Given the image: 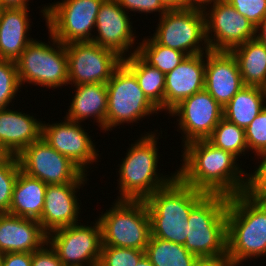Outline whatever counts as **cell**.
<instances>
[{
	"instance_id": "19",
	"label": "cell",
	"mask_w": 266,
	"mask_h": 266,
	"mask_svg": "<svg viewBox=\"0 0 266 266\" xmlns=\"http://www.w3.org/2000/svg\"><path fill=\"white\" fill-rule=\"evenodd\" d=\"M245 87L238 63L229 51L206 52L204 89L224 107Z\"/></svg>"
},
{
	"instance_id": "2",
	"label": "cell",
	"mask_w": 266,
	"mask_h": 266,
	"mask_svg": "<svg viewBox=\"0 0 266 266\" xmlns=\"http://www.w3.org/2000/svg\"><path fill=\"white\" fill-rule=\"evenodd\" d=\"M227 255L235 266L266 256V200L246 193L229 197Z\"/></svg>"
},
{
	"instance_id": "29",
	"label": "cell",
	"mask_w": 266,
	"mask_h": 266,
	"mask_svg": "<svg viewBox=\"0 0 266 266\" xmlns=\"http://www.w3.org/2000/svg\"><path fill=\"white\" fill-rule=\"evenodd\" d=\"M144 251L154 266H194L198 259L184 245L152 236Z\"/></svg>"
},
{
	"instance_id": "11",
	"label": "cell",
	"mask_w": 266,
	"mask_h": 266,
	"mask_svg": "<svg viewBox=\"0 0 266 266\" xmlns=\"http://www.w3.org/2000/svg\"><path fill=\"white\" fill-rule=\"evenodd\" d=\"M90 223L80 222L48 234V243L64 266L99 265L103 246L101 226L97 219Z\"/></svg>"
},
{
	"instance_id": "44",
	"label": "cell",
	"mask_w": 266,
	"mask_h": 266,
	"mask_svg": "<svg viewBox=\"0 0 266 266\" xmlns=\"http://www.w3.org/2000/svg\"><path fill=\"white\" fill-rule=\"evenodd\" d=\"M167 9H180L189 7L187 0H159Z\"/></svg>"
},
{
	"instance_id": "7",
	"label": "cell",
	"mask_w": 266,
	"mask_h": 266,
	"mask_svg": "<svg viewBox=\"0 0 266 266\" xmlns=\"http://www.w3.org/2000/svg\"><path fill=\"white\" fill-rule=\"evenodd\" d=\"M112 207L97 217L103 246L145 250L151 228L144 200H114Z\"/></svg>"
},
{
	"instance_id": "39",
	"label": "cell",
	"mask_w": 266,
	"mask_h": 266,
	"mask_svg": "<svg viewBox=\"0 0 266 266\" xmlns=\"http://www.w3.org/2000/svg\"><path fill=\"white\" fill-rule=\"evenodd\" d=\"M31 266H64L56 251L47 242L42 248L32 253Z\"/></svg>"
},
{
	"instance_id": "20",
	"label": "cell",
	"mask_w": 266,
	"mask_h": 266,
	"mask_svg": "<svg viewBox=\"0 0 266 266\" xmlns=\"http://www.w3.org/2000/svg\"><path fill=\"white\" fill-rule=\"evenodd\" d=\"M206 53L187 56L165 74V112L204 89Z\"/></svg>"
},
{
	"instance_id": "46",
	"label": "cell",
	"mask_w": 266,
	"mask_h": 266,
	"mask_svg": "<svg viewBox=\"0 0 266 266\" xmlns=\"http://www.w3.org/2000/svg\"><path fill=\"white\" fill-rule=\"evenodd\" d=\"M12 154L0 144V165H2Z\"/></svg>"
},
{
	"instance_id": "6",
	"label": "cell",
	"mask_w": 266,
	"mask_h": 266,
	"mask_svg": "<svg viewBox=\"0 0 266 266\" xmlns=\"http://www.w3.org/2000/svg\"><path fill=\"white\" fill-rule=\"evenodd\" d=\"M48 44L33 39L15 61L21 87L34 84L57 89L68 86V59L65 44L49 31Z\"/></svg>"
},
{
	"instance_id": "37",
	"label": "cell",
	"mask_w": 266,
	"mask_h": 266,
	"mask_svg": "<svg viewBox=\"0 0 266 266\" xmlns=\"http://www.w3.org/2000/svg\"><path fill=\"white\" fill-rule=\"evenodd\" d=\"M255 27L266 17V0H225Z\"/></svg>"
},
{
	"instance_id": "18",
	"label": "cell",
	"mask_w": 266,
	"mask_h": 266,
	"mask_svg": "<svg viewBox=\"0 0 266 266\" xmlns=\"http://www.w3.org/2000/svg\"><path fill=\"white\" fill-rule=\"evenodd\" d=\"M85 185L86 183L47 185L43 211L38 220L47 234L82 221L79 219L82 202L78 200L77 192L80 188L83 190Z\"/></svg>"
},
{
	"instance_id": "42",
	"label": "cell",
	"mask_w": 266,
	"mask_h": 266,
	"mask_svg": "<svg viewBox=\"0 0 266 266\" xmlns=\"http://www.w3.org/2000/svg\"><path fill=\"white\" fill-rule=\"evenodd\" d=\"M29 0H0V9L5 8H27L29 9Z\"/></svg>"
},
{
	"instance_id": "41",
	"label": "cell",
	"mask_w": 266,
	"mask_h": 266,
	"mask_svg": "<svg viewBox=\"0 0 266 266\" xmlns=\"http://www.w3.org/2000/svg\"><path fill=\"white\" fill-rule=\"evenodd\" d=\"M194 266H235L229 256L222 255L212 258H198Z\"/></svg>"
},
{
	"instance_id": "8",
	"label": "cell",
	"mask_w": 266,
	"mask_h": 266,
	"mask_svg": "<svg viewBox=\"0 0 266 266\" xmlns=\"http://www.w3.org/2000/svg\"><path fill=\"white\" fill-rule=\"evenodd\" d=\"M106 85V131H111L124 123L128 126L131 123H139L138 121L154 113H160L145 96L135 74L123 62L115 69Z\"/></svg>"
},
{
	"instance_id": "13",
	"label": "cell",
	"mask_w": 266,
	"mask_h": 266,
	"mask_svg": "<svg viewBox=\"0 0 266 266\" xmlns=\"http://www.w3.org/2000/svg\"><path fill=\"white\" fill-rule=\"evenodd\" d=\"M68 85L106 84L122 63L115 52L102 48L93 41L66 44Z\"/></svg>"
},
{
	"instance_id": "35",
	"label": "cell",
	"mask_w": 266,
	"mask_h": 266,
	"mask_svg": "<svg viewBox=\"0 0 266 266\" xmlns=\"http://www.w3.org/2000/svg\"><path fill=\"white\" fill-rule=\"evenodd\" d=\"M248 152L254 156L266 152V107L254 118L245 129Z\"/></svg>"
},
{
	"instance_id": "48",
	"label": "cell",
	"mask_w": 266,
	"mask_h": 266,
	"mask_svg": "<svg viewBox=\"0 0 266 266\" xmlns=\"http://www.w3.org/2000/svg\"><path fill=\"white\" fill-rule=\"evenodd\" d=\"M4 253L0 252V266H2Z\"/></svg>"
},
{
	"instance_id": "32",
	"label": "cell",
	"mask_w": 266,
	"mask_h": 266,
	"mask_svg": "<svg viewBox=\"0 0 266 266\" xmlns=\"http://www.w3.org/2000/svg\"><path fill=\"white\" fill-rule=\"evenodd\" d=\"M17 66L14 61L0 59V110L9 108L17 100V93L22 92Z\"/></svg>"
},
{
	"instance_id": "14",
	"label": "cell",
	"mask_w": 266,
	"mask_h": 266,
	"mask_svg": "<svg viewBox=\"0 0 266 266\" xmlns=\"http://www.w3.org/2000/svg\"><path fill=\"white\" fill-rule=\"evenodd\" d=\"M203 11L209 50L230 52L255 38L256 27L225 0L214 1Z\"/></svg>"
},
{
	"instance_id": "28",
	"label": "cell",
	"mask_w": 266,
	"mask_h": 266,
	"mask_svg": "<svg viewBox=\"0 0 266 266\" xmlns=\"http://www.w3.org/2000/svg\"><path fill=\"white\" fill-rule=\"evenodd\" d=\"M135 74L138 85L148 100L160 111H165V74L146 63L137 53L122 59Z\"/></svg>"
},
{
	"instance_id": "3",
	"label": "cell",
	"mask_w": 266,
	"mask_h": 266,
	"mask_svg": "<svg viewBox=\"0 0 266 266\" xmlns=\"http://www.w3.org/2000/svg\"><path fill=\"white\" fill-rule=\"evenodd\" d=\"M157 131L141 134L142 136L129 146L121 164H118L117 187L120 196H117V200H145L177 176V171L165 176L160 174L157 166L160 157L157 140L163 131Z\"/></svg>"
},
{
	"instance_id": "25",
	"label": "cell",
	"mask_w": 266,
	"mask_h": 266,
	"mask_svg": "<svg viewBox=\"0 0 266 266\" xmlns=\"http://www.w3.org/2000/svg\"><path fill=\"white\" fill-rule=\"evenodd\" d=\"M47 184L19 171L8 214L39 220L43 211Z\"/></svg>"
},
{
	"instance_id": "45",
	"label": "cell",
	"mask_w": 266,
	"mask_h": 266,
	"mask_svg": "<svg viewBox=\"0 0 266 266\" xmlns=\"http://www.w3.org/2000/svg\"><path fill=\"white\" fill-rule=\"evenodd\" d=\"M217 0H187V4L190 7L204 8L206 5L213 3Z\"/></svg>"
},
{
	"instance_id": "23",
	"label": "cell",
	"mask_w": 266,
	"mask_h": 266,
	"mask_svg": "<svg viewBox=\"0 0 266 266\" xmlns=\"http://www.w3.org/2000/svg\"><path fill=\"white\" fill-rule=\"evenodd\" d=\"M30 10L27 8L0 9V59L16 61L33 40Z\"/></svg>"
},
{
	"instance_id": "17",
	"label": "cell",
	"mask_w": 266,
	"mask_h": 266,
	"mask_svg": "<svg viewBox=\"0 0 266 266\" xmlns=\"http://www.w3.org/2000/svg\"><path fill=\"white\" fill-rule=\"evenodd\" d=\"M130 19L131 15H128L116 0H104L97 14L96 32L92 41L102 48L115 52L122 59L130 57L138 49L135 47V43L138 44L135 42L136 32L133 31Z\"/></svg>"
},
{
	"instance_id": "12",
	"label": "cell",
	"mask_w": 266,
	"mask_h": 266,
	"mask_svg": "<svg viewBox=\"0 0 266 266\" xmlns=\"http://www.w3.org/2000/svg\"><path fill=\"white\" fill-rule=\"evenodd\" d=\"M21 171L38 178L47 185L64 183H87L84 174L73 162L42 137L25 147L18 155Z\"/></svg>"
},
{
	"instance_id": "24",
	"label": "cell",
	"mask_w": 266,
	"mask_h": 266,
	"mask_svg": "<svg viewBox=\"0 0 266 266\" xmlns=\"http://www.w3.org/2000/svg\"><path fill=\"white\" fill-rule=\"evenodd\" d=\"M74 87L75 95L70 99L72 101L65 117L78 123L92 118L94 123H98L100 130L102 129L101 132H106L107 85L91 83Z\"/></svg>"
},
{
	"instance_id": "22",
	"label": "cell",
	"mask_w": 266,
	"mask_h": 266,
	"mask_svg": "<svg viewBox=\"0 0 266 266\" xmlns=\"http://www.w3.org/2000/svg\"><path fill=\"white\" fill-rule=\"evenodd\" d=\"M35 117L15 108L0 110V144L12 155L41 138L42 121Z\"/></svg>"
},
{
	"instance_id": "21",
	"label": "cell",
	"mask_w": 266,
	"mask_h": 266,
	"mask_svg": "<svg viewBox=\"0 0 266 266\" xmlns=\"http://www.w3.org/2000/svg\"><path fill=\"white\" fill-rule=\"evenodd\" d=\"M47 242L48 234L38 220L0 214V252L33 253Z\"/></svg>"
},
{
	"instance_id": "10",
	"label": "cell",
	"mask_w": 266,
	"mask_h": 266,
	"mask_svg": "<svg viewBox=\"0 0 266 266\" xmlns=\"http://www.w3.org/2000/svg\"><path fill=\"white\" fill-rule=\"evenodd\" d=\"M158 21L151 36L158 44L179 50L187 56L209 51L203 8L168 9Z\"/></svg>"
},
{
	"instance_id": "15",
	"label": "cell",
	"mask_w": 266,
	"mask_h": 266,
	"mask_svg": "<svg viewBox=\"0 0 266 266\" xmlns=\"http://www.w3.org/2000/svg\"><path fill=\"white\" fill-rule=\"evenodd\" d=\"M169 114L177 116L183 147L191 141L207 139L223 118V107L203 89L181 101Z\"/></svg>"
},
{
	"instance_id": "40",
	"label": "cell",
	"mask_w": 266,
	"mask_h": 266,
	"mask_svg": "<svg viewBox=\"0 0 266 266\" xmlns=\"http://www.w3.org/2000/svg\"><path fill=\"white\" fill-rule=\"evenodd\" d=\"M32 253L11 252L4 253L2 266H31Z\"/></svg>"
},
{
	"instance_id": "43",
	"label": "cell",
	"mask_w": 266,
	"mask_h": 266,
	"mask_svg": "<svg viewBox=\"0 0 266 266\" xmlns=\"http://www.w3.org/2000/svg\"><path fill=\"white\" fill-rule=\"evenodd\" d=\"M255 38L266 47V17L256 26Z\"/></svg>"
},
{
	"instance_id": "9",
	"label": "cell",
	"mask_w": 266,
	"mask_h": 266,
	"mask_svg": "<svg viewBox=\"0 0 266 266\" xmlns=\"http://www.w3.org/2000/svg\"><path fill=\"white\" fill-rule=\"evenodd\" d=\"M104 0H61L40 10L48 31L61 43L92 41L95 23Z\"/></svg>"
},
{
	"instance_id": "27",
	"label": "cell",
	"mask_w": 266,
	"mask_h": 266,
	"mask_svg": "<svg viewBox=\"0 0 266 266\" xmlns=\"http://www.w3.org/2000/svg\"><path fill=\"white\" fill-rule=\"evenodd\" d=\"M230 52L238 63L244 85L266 89V47L253 38Z\"/></svg>"
},
{
	"instance_id": "1",
	"label": "cell",
	"mask_w": 266,
	"mask_h": 266,
	"mask_svg": "<svg viewBox=\"0 0 266 266\" xmlns=\"http://www.w3.org/2000/svg\"><path fill=\"white\" fill-rule=\"evenodd\" d=\"M181 167L177 176L194 189L206 194L227 197L245 193L247 171L239 159L228 151L211 144L207 139L195 140L183 146Z\"/></svg>"
},
{
	"instance_id": "34",
	"label": "cell",
	"mask_w": 266,
	"mask_h": 266,
	"mask_svg": "<svg viewBox=\"0 0 266 266\" xmlns=\"http://www.w3.org/2000/svg\"><path fill=\"white\" fill-rule=\"evenodd\" d=\"M144 255V250L135 248L102 246L98 266H136Z\"/></svg>"
},
{
	"instance_id": "16",
	"label": "cell",
	"mask_w": 266,
	"mask_h": 266,
	"mask_svg": "<svg viewBox=\"0 0 266 266\" xmlns=\"http://www.w3.org/2000/svg\"><path fill=\"white\" fill-rule=\"evenodd\" d=\"M64 121L57 123H45L42 121L41 137L60 154L68 157L84 174L90 172L92 164L99 162L98 149L88 135L82 123L73 122L63 117ZM88 170V171H87Z\"/></svg>"
},
{
	"instance_id": "4",
	"label": "cell",
	"mask_w": 266,
	"mask_h": 266,
	"mask_svg": "<svg viewBox=\"0 0 266 266\" xmlns=\"http://www.w3.org/2000/svg\"><path fill=\"white\" fill-rule=\"evenodd\" d=\"M205 195L176 176L147 197L151 236L184 245L190 211Z\"/></svg>"
},
{
	"instance_id": "36",
	"label": "cell",
	"mask_w": 266,
	"mask_h": 266,
	"mask_svg": "<svg viewBox=\"0 0 266 266\" xmlns=\"http://www.w3.org/2000/svg\"><path fill=\"white\" fill-rule=\"evenodd\" d=\"M256 158L257 163H260L253 172L247 173L245 193L253 198L266 200V152L258 154Z\"/></svg>"
},
{
	"instance_id": "31",
	"label": "cell",
	"mask_w": 266,
	"mask_h": 266,
	"mask_svg": "<svg viewBox=\"0 0 266 266\" xmlns=\"http://www.w3.org/2000/svg\"><path fill=\"white\" fill-rule=\"evenodd\" d=\"M207 140L214 146L228 151L240 159V156H245L248 153L245 129L238 127L224 117L219 121Z\"/></svg>"
},
{
	"instance_id": "47",
	"label": "cell",
	"mask_w": 266,
	"mask_h": 266,
	"mask_svg": "<svg viewBox=\"0 0 266 266\" xmlns=\"http://www.w3.org/2000/svg\"><path fill=\"white\" fill-rule=\"evenodd\" d=\"M136 266H154L151 261L144 255L137 263Z\"/></svg>"
},
{
	"instance_id": "30",
	"label": "cell",
	"mask_w": 266,
	"mask_h": 266,
	"mask_svg": "<svg viewBox=\"0 0 266 266\" xmlns=\"http://www.w3.org/2000/svg\"><path fill=\"white\" fill-rule=\"evenodd\" d=\"M137 47L136 53L164 74L174 70L187 57L179 50L158 44L151 36L144 37Z\"/></svg>"
},
{
	"instance_id": "33",
	"label": "cell",
	"mask_w": 266,
	"mask_h": 266,
	"mask_svg": "<svg viewBox=\"0 0 266 266\" xmlns=\"http://www.w3.org/2000/svg\"><path fill=\"white\" fill-rule=\"evenodd\" d=\"M20 170L18 158L15 155H11L0 165V214L9 211L14 185Z\"/></svg>"
},
{
	"instance_id": "26",
	"label": "cell",
	"mask_w": 266,
	"mask_h": 266,
	"mask_svg": "<svg viewBox=\"0 0 266 266\" xmlns=\"http://www.w3.org/2000/svg\"><path fill=\"white\" fill-rule=\"evenodd\" d=\"M266 107V89L245 86L223 107V117L246 129Z\"/></svg>"
},
{
	"instance_id": "38",
	"label": "cell",
	"mask_w": 266,
	"mask_h": 266,
	"mask_svg": "<svg viewBox=\"0 0 266 266\" xmlns=\"http://www.w3.org/2000/svg\"><path fill=\"white\" fill-rule=\"evenodd\" d=\"M121 8L130 14L133 13H144L149 14L153 12H158L159 17H161L168 9L159 0H116ZM130 10V11H129Z\"/></svg>"
},
{
	"instance_id": "5",
	"label": "cell",
	"mask_w": 266,
	"mask_h": 266,
	"mask_svg": "<svg viewBox=\"0 0 266 266\" xmlns=\"http://www.w3.org/2000/svg\"><path fill=\"white\" fill-rule=\"evenodd\" d=\"M229 197L206 194L190 211L184 247L197 258L227 254Z\"/></svg>"
}]
</instances>
